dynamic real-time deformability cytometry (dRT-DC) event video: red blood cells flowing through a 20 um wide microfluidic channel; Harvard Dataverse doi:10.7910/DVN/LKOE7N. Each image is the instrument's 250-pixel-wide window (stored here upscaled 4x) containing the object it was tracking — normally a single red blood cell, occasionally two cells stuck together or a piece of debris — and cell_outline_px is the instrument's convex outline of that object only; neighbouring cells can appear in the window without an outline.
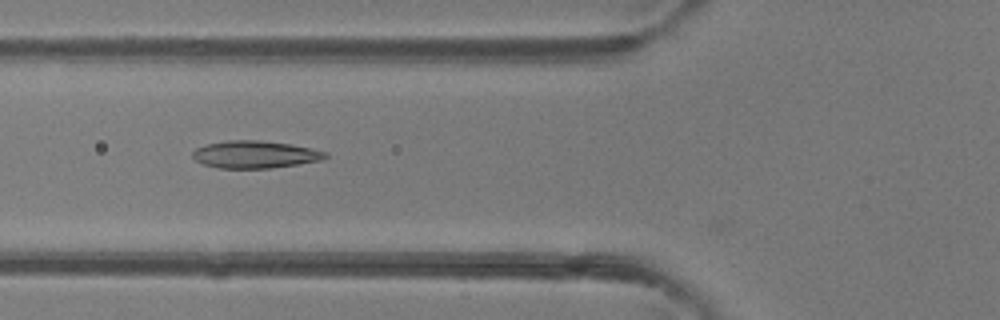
{"species": "common noctule bat (a hibernating species)", "species_latin": "Nyctalus noctula", "temperature_condition": "room temperature", "stored_images_in_passage": 31, "camera_frame_rate_fps": 3000, "um_per_image_px": 0.085, "animal": {"sex": "female"}, "frame": {"image": 1, "passage_image": 2, "time_ms": 0.333, "image_size_px": [1000, 320], "cell_outline_px": [[328, 156], [320, 160], [272, 168], [216, 168], [204, 164], [196, 160], [192, 156], [192, 152], [196, 148], [208, 144], [228, 140], [260, 140], [292, 144], [312, 148], [328, 152]], "centroid_in_image_um": [21.68, 13.12], "position_along_channel_um": 104.1, "area_um2": 21.15}}
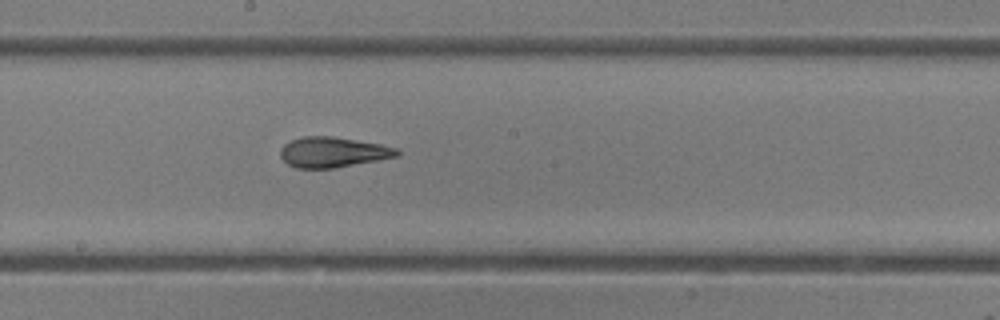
{"frame": {"image": 2, "passage_image": 10, "time_ms": 3.0, "image_size_px": [1000, 320], "cell_outline_px": [[400, 156], [336, 168], [296, 168], [288, 164], [280, 156], [280, 148], [284, 144], [292, 140], [304, 136], [332, 136], [380, 144], [400, 148]], "centroid_in_image_um": [28.33, 12.94], "position_along_channel_um": 219.9, "area_um2": 20.75}}
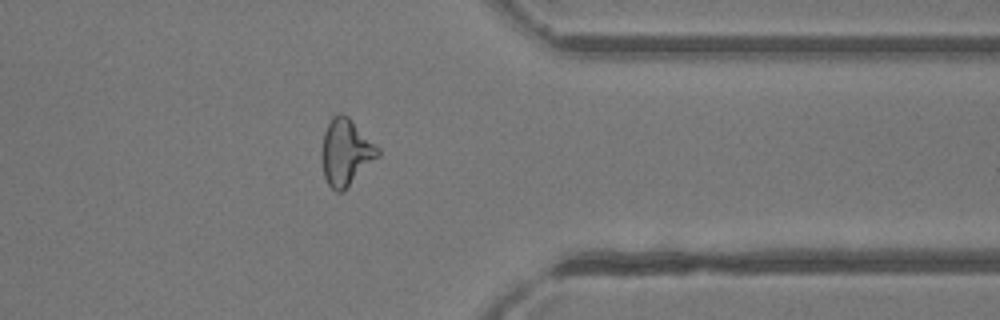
{"frame": {"image": 3, "passage_image": 22, "time_ms": 7.0, "image_size_px": [1000, 320], "cell_outline_px": [[380, 156], [340, 192], [336, 192], [328, 184], [324, 176], [320, 156], [320, 152], [324, 132], [332, 116], [340, 112], [348, 116], [380, 148]], "centroid_in_image_um": [29.38, 12.9], "position_along_channel_um": 382.0, "area_um2": 21.73}, "authors_computed_cell_mechanics": {"area_um2": 20.6346, "velocity_mm_per_s": 4.3073, "shape_relaxation_time_tau1_ms": null, "shape_relaxation_time_tau2_ms": 1.7368, "deformation_change_tau1": null, "deformation_change_tau2": 0.0795}}